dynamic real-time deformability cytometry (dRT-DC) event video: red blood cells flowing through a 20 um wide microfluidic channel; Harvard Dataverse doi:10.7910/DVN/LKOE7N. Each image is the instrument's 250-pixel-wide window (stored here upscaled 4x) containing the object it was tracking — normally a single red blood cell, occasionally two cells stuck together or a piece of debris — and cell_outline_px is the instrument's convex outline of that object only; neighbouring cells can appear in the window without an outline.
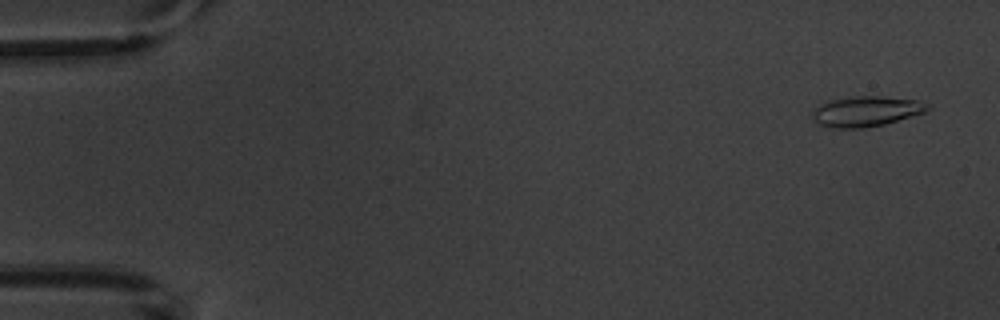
{"species": "common noctule bat (a hibernating species)", "species_latin": "Nyctalus noctula", "temperature_condition": "warm", "stored_images_in_passage": 5, "camera_frame_rate_fps": 3000, "um_per_image_px": 0.085, "animal": {"sex": "male", "body_mass_g": 20.1, "forearm_length_mm": 53.5}, "frame": {"image": 1, "passage_image": 1, "time_ms": 0.0, "image_size_px": [1000, 320], "cell_outline_px": [[932, 108], [924, 112], [884, 124], [864, 128], [836, 128], [816, 124], [812, 120], [812, 112], [820, 104], [828, 100], [848, 96], [880, 96], [916, 100], [928, 104]], "centroid_in_image_um": [73.57, 9.46], "position_along_channel_um": 11.4, "area_um2": 20.4}}